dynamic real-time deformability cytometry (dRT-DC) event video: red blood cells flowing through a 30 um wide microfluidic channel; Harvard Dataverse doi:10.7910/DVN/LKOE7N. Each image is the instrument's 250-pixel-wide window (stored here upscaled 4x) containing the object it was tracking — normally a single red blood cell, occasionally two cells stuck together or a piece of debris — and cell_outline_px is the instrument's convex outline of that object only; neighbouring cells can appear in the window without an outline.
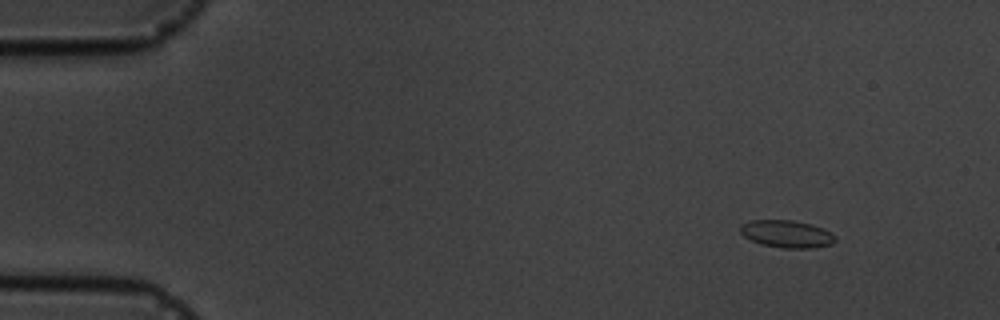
{"species": "common noctule bat (a hibernating species)", "species_latin": "Nyctalus noctula", "temperature_condition": "cold", "stored_images_in_passage": 5, "camera_frame_rate_fps": 3000, "um_per_image_px": 0.085, "animal": {"sex": "male", "body_mass_g": 19.5, "forearm_length_mm": 54.6}, "frame": {"image": 1, "passage_image": 1, "time_ms": 0.0, "image_size_px": [1000, 320], "cell_outline_px": [[836, 240], [832, 244], [812, 248], [784, 248], [760, 244], [744, 236], [740, 232], [740, 224], [748, 220], [792, 220], [812, 224], [824, 228], [836, 236]], "centroid_in_image_um": [66.88, 19.87], "position_along_channel_um": 18.1, "area_um2": 15.32}}
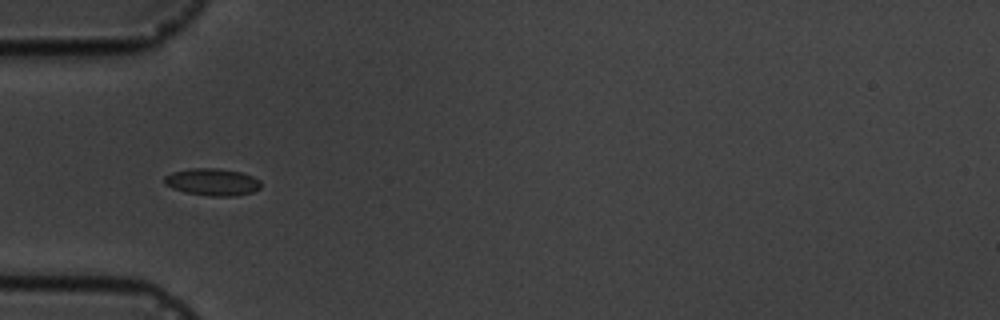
{"frame": {"image": 2, "passage_image": 4, "time_ms": 4.0, "image_size_px": [1000, 320], "cell_outline_px": [[260, 188], [252, 192], [236, 196], [208, 196], [184, 192], [172, 188], [164, 184], [164, 176], [172, 172], [192, 168], [220, 168], [240, 172], [252, 176], [260, 180]], "centroid_in_image_um": [18.03, 15.47], "position_along_channel_um": 67.0, "area_um2": 15.37}}
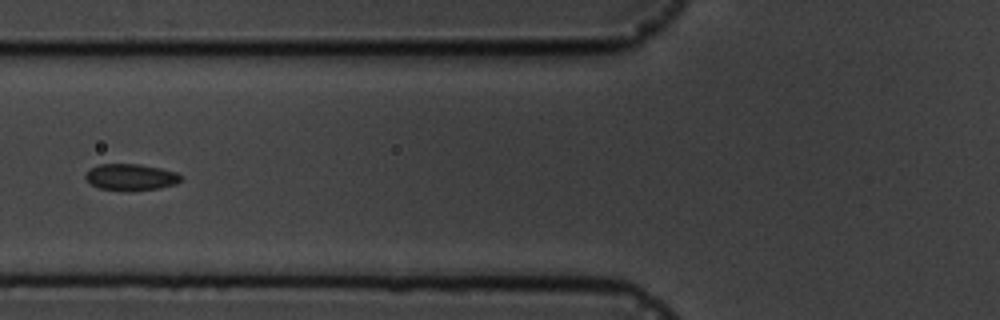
{"frame": {"image": 3, "passage_image": 5, "time_ms": 5.333, "image_size_px": [1000, 320], "cell_outline_px": [[184, 176], [176, 184], [160, 188], [100, 188], [92, 184], [84, 176], [92, 168], [100, 164], [140, 164], [160, 168], [176, 172]], "centroid_in_image_um": [11.18, 15.0], "position_along_channel_um": 114.6, "area_um2": 13.93}}